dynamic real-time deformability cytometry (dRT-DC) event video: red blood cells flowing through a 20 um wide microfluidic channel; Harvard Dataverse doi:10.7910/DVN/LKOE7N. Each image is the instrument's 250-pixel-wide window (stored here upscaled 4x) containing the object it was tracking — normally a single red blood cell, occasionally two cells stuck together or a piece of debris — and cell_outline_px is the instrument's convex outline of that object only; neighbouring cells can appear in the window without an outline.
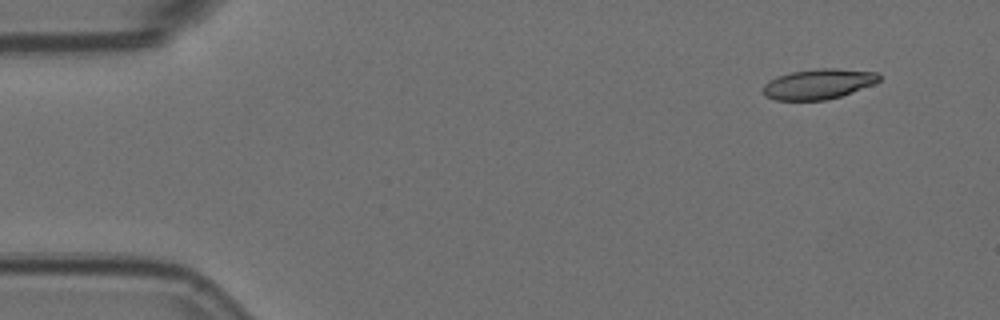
{"species": "Egyptian fruit bat (a non-hibernating species)", "species_latin": "Rousettus aegyptiacus", "temperature_condition": "room temperature", "stored_images_in_passage": 4, "camera_frame_rate_fps": 3000, "um_per_image_px": 0.085, "animal": {"sex": "female"}, "frame": {"image": 1, "passage_image": 1, "time_ms": 0.0, "image_size_px": [1000, 320], "cell_outline_px": [[880, 80], [872, 84], [852, 92], [840, 96], [824, 100], [776, 100], [764, 96], [764, 84], [776, 76], [792, 72], [820, 68], [832, 68], [876, 72], [880, 76]], "centroid_in_image_um": [69.54, 7.14], "position_along_channel_um": 15.5, "area_um2": 20.17}}
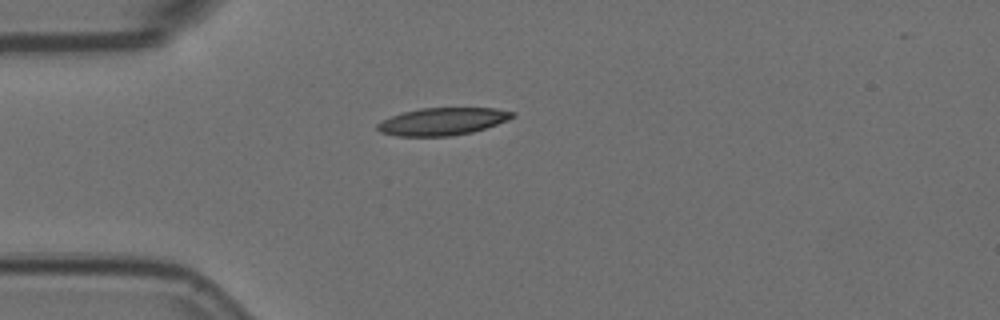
{"frame": {"image": 2, "passage_image": 3, "time_ms": 0.667, "image_size_px": [1000, 320], "cell_outline_px": [[516, 116], [508, 120], [472, 132], [452, 136], [396, 136], [380, 132], [376, 128], [376, 124], [392, 116], [404, 112], [420, 108], [496, 108], [516, 112]], "centroid_in_image_um": [37.64, 10.32], "position_along_channel_um": 47.4, "area_um2": 21.56}}